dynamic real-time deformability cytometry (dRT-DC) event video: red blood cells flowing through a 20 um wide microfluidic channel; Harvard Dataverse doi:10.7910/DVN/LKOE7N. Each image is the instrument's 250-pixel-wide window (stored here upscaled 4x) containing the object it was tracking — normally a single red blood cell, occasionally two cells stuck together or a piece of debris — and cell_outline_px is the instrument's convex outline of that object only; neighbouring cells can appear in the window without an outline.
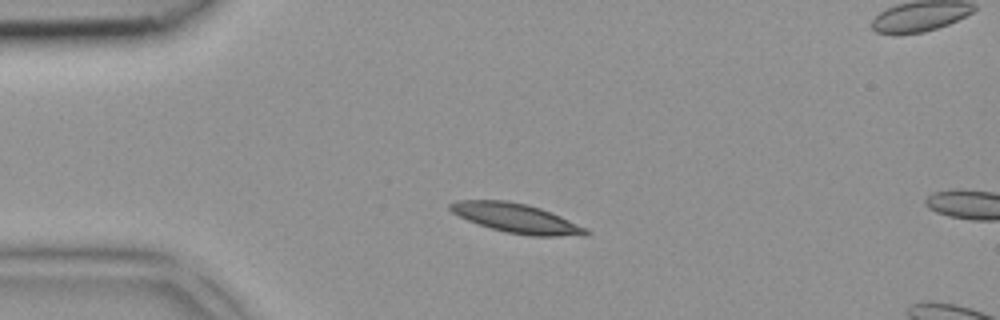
{"species": "common noctule bat (a hibernating species)", "species_latin": "Nyctalus noctula", "temperature_condition": "room temperature", "stored_images_in_passage": 2, "camera_frame_rate_fps": 3000, "um_per_image_px": 0.085, "animal": {"sex": "female", "body_mass_g": 18.4}, "frame": {"image": 1, "passage_image": 1, "time_ms": 0.0, "image_size_px": [1000, 320], "cell_outline_px": [[592, 232], [588, 236], [532, 236], [508, 232], [492, 228], [468, 220], [452, 212], [448, 208], [448, 204], [456, 200], [508, 200], [528, 204], [552, 212], [588, 228]], "centroid_in_image_um": [43.96, 18.54], "position_along_channel_um": 41.0, "area_um2": 23.35}}